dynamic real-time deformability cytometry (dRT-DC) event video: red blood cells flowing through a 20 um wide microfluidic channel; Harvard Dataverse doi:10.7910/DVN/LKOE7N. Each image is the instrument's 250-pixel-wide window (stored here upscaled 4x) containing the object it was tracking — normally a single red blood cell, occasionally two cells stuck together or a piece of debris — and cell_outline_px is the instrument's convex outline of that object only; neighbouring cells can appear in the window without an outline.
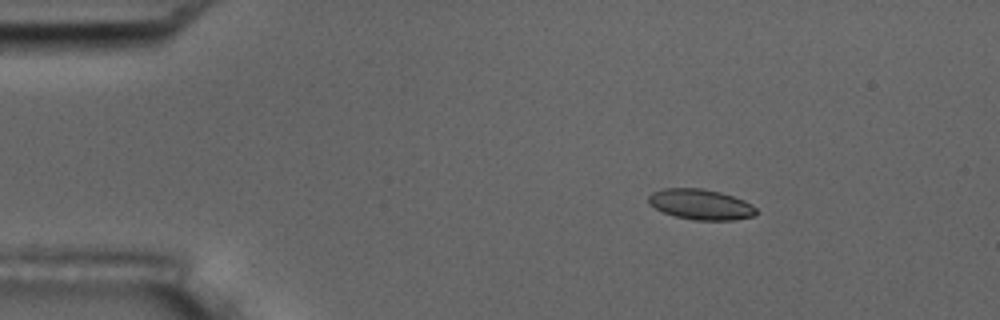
{"species": "common noctule bat (a hibernating species)", "species_latin": "Nyctalus noctula", "temperature_condition": "room temperature", "stored_images_in_passage": 4, "camera_frame_rate_fps": 3000, "um_per_image_px": 0.085, "animal": {"sex": "male", "body_mass_g": 17.5, "forearm_length_mm": 52.3}, "frame": {"image": 1, "passage_image": 1, "time_ms": 0.0, "image_size_px": [1000, 320], "cell_outline_px": [[756, 216], [736, 220], [696, 220], [676, 216], [664, 212], [648, 204], [648, 196], [652, 192], [664, 188], [704, 188], [720, 192], [744, 200], [752, 204], [756, 208]], "centroid_in_image_um": [59.58, 17.37], "position_along_channel_um": 25.4, "area_um2": 19.19}}
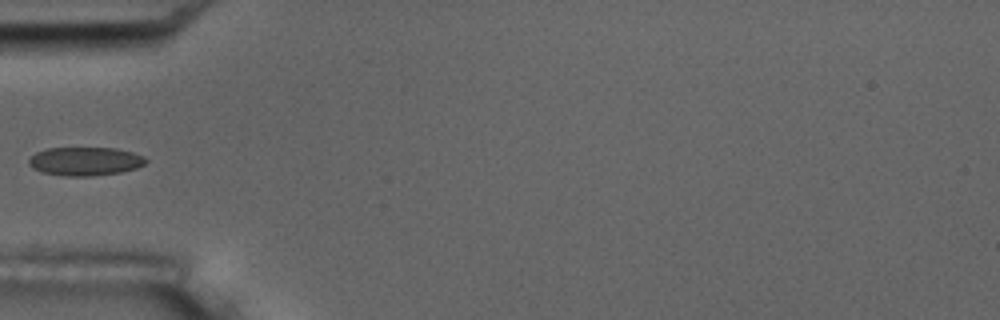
{"frame": {"image": 2, "passage_image": 4, "time_ms": 3.333, "image_size_px": [1000, 320], "cell_outline_px": [[148, 160], [144, 164], [136, 168], [120, 172], [92, 176], [64, 176], [44, 172], [32, 168], [28, 164], [28, 160], [36, 152], [48, 148], [116, 148], [132, 152], [144, 156]], "centroid_in_image_um": [7.24, 13.71], "position_along_channel_um": 77.8, "area_um2": 19.42}}